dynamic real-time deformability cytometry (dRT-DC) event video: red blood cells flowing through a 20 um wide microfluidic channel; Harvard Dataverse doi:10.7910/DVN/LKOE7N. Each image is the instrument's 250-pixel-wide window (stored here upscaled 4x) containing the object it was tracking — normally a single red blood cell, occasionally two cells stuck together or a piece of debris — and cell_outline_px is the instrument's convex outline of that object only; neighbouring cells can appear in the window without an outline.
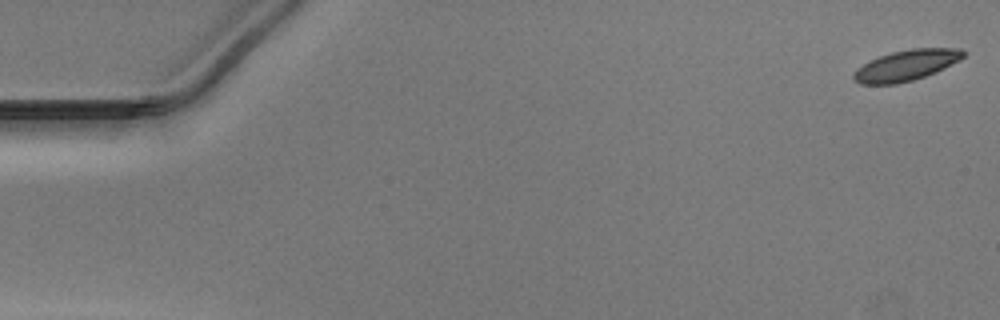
{"species": "Egyptian fruit bat (a non-hibernating species)", "species_latin": "Rousettus aegyptiacus", "temperature_condition": "warm", "stored_images_in_passage": 17, "camera_frame_rate_fps": 3000, "um_per_image_px": 0.085, "animal": {"sex": "male"}, "frame": {"image": 1, "passage_image": 1, "time_ms": 0.0, "image_size_px": [1000, 320], "cell_outline_px": [[964, 56], [960, 60], [924, 76], [912, 80], [896, 84], [860, 84], [852, 80], [852, 72], [856, 68], [880, 56], [892, 52], [912, 48], [960, 48], [964, 52]], "centroid_in_image_um": [76.98, 5.56], "position_along_channel_um": 8.0, "area_um2": 19.42}}
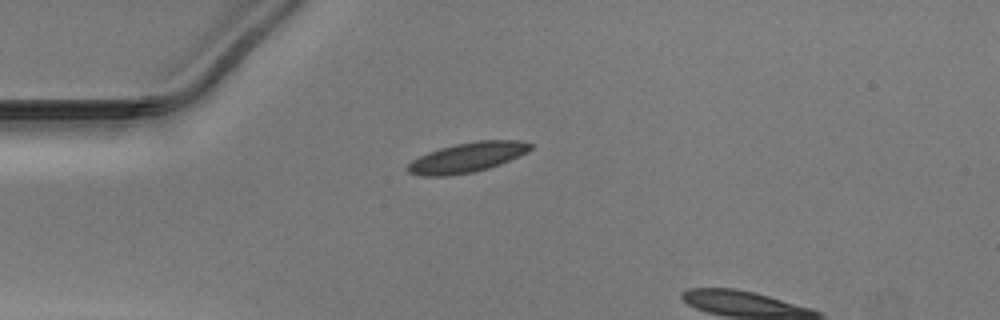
{"frame": {"image": 2, "passage_image": 14, "time_ms": 4.333, "image_size_px": [1000, 320], "cell_outline_px": [[532, 148], [528, 152], [500, 164], [488, 168], [472, 172], [448, 176], [420, 176], [408, 172], [404, 168], [412, 160], [428, 152], [440, 148], [456, 144], [476, 140], [520, 140], [532, 144]], "centroid_in_image_um": [39.7, 13.38], "position_along_channel_um": 45.3, "area_um2": 21.39}}